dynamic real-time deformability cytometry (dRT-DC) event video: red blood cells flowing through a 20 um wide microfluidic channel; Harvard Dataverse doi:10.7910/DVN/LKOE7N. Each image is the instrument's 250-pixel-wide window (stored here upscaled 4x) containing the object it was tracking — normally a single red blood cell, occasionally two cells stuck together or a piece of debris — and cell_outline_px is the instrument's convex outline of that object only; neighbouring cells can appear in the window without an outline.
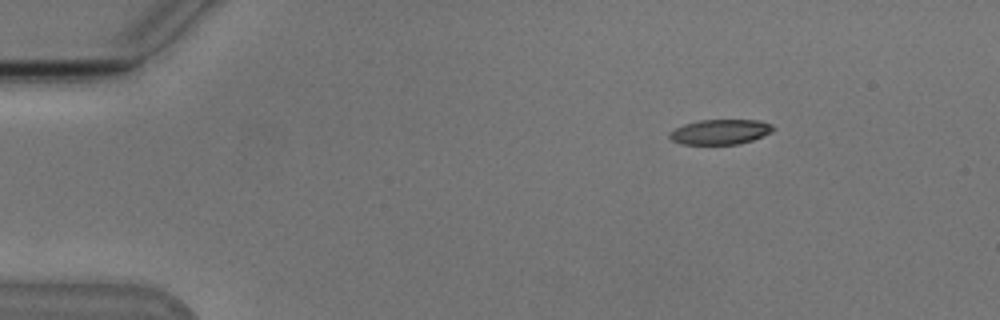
{"species": "Egyptian fruit bat (a non-hibernating species)", "species_latin": "Rousettus aegyptiacus", "temperature_condition": "cold", "stored_images_in_passage": 47, "camera_frame_rate_fps": 3000, "um_per_image_px": 0.085, "animal": {"sex": "male"}, "frame": {"image": 1, "passage_image": 1, "time_ms": 0.0, "image_size_px": [1000, 320], "cell_outline_px": [[776, 128], [772, 132], [752, 140], [740, 144], [680, 144], [672, 140], [668, 136], [668, 132], [684, 124], [700, 120], [760, 120], [772, 124]], "centroid_in_image_um": [61.23, 11.21], "position_along_channel_um": 23.8, "area_um2": 15.2}}
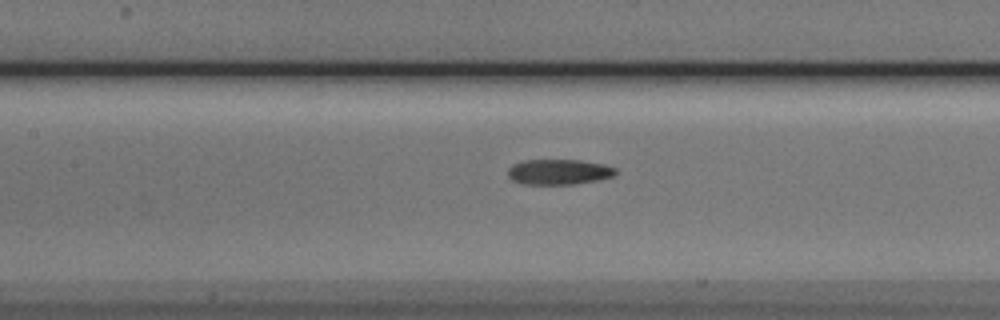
{"frame": {"image": 2, "passage_image": 18, "time_ms": 5.667, "image_size_px": [1000, 320], "cell_outline_px": [[616, 172], [612, 176], [600, 180], [572, 184], [524, 184], [512, 180], [508, 176], [508, 168], [512, 164], [524, 160], [580, 160], [604, 164], [616, 168]], "centroid_in_image_um": [47.49, 14.61], "position_along_channel_um": 159.9, "area_um2": 15.95}}
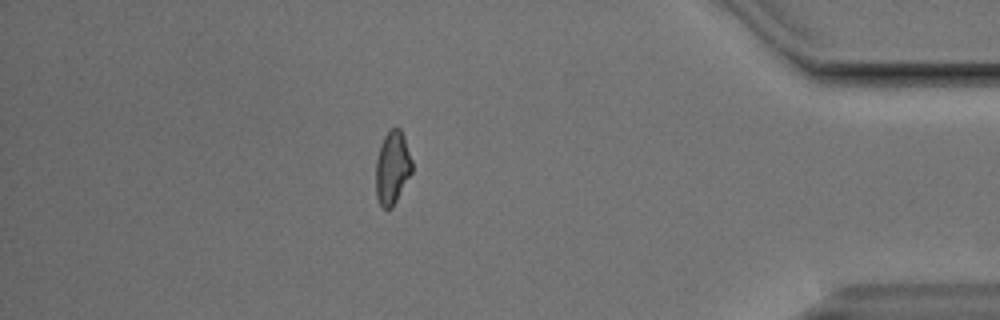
{"frame": {"image": 3, "passage_image": 40, "time_ms": 13.0, "image_size_px": [1000, 320], "cell_outline_px": [[412, 172], [392, 208], [384, 208], [380, 204], [376, 196], [376, 160], [380, 144], [388, 128], [400, 128], [412, 160]], "centroid_in_image_um": [33.34, 14.24], "position_along_channel_um": 401.9, "area_um2": 15.37}, "authors_computed_cell_mechanics": {"area_um2": 15.9528, "velocity_mm_per_s": 3.8326, "shape_relaxation_time_tau1_ms": null, "shape_relaxation_time_tau2_ms": 5.6903, "deformation_change_tau1": null, "deformation_change_tau2": 0.1408}}